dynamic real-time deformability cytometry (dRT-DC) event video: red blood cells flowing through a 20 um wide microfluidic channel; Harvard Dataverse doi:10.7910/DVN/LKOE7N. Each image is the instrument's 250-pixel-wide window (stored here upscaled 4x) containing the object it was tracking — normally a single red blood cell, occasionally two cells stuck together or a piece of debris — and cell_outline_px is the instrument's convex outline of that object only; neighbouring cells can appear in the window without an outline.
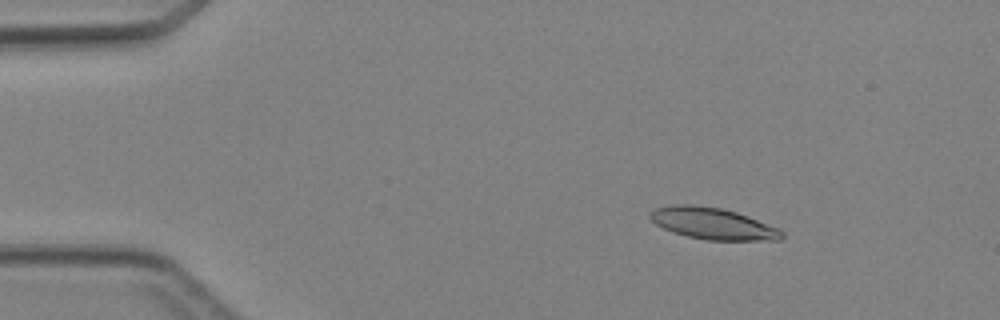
{"species": "Egyptian fruit bat (a non-hibernating species)", "species_latin": "Rousettus aegyptiacus", "temperature_condition": "cold", "stored_images_in_passage": 40, "camera_frame_rate_fps": 3000, "um_per_image_px": 0.085, "animal": {"sex": "female"}, "frame": {"image": 1, "passage_image": 1, "time_ms": 0.0, "image_size_px": [1000, 320], "cell_outline_px": [[784, 236], [780, 240], [708, 240], [688, 236], [672, 232], [656, 224], [648, 216], [648, 212], [656, 208], [676, 204], [692, 204], [720, 208], [736, 212], [748, 216], [780, 228], [784, 232]], "centroid_in_image_um": [60.6, 19.0], "position_along_channel_um": 24.4, "area_um2": 24.28}}
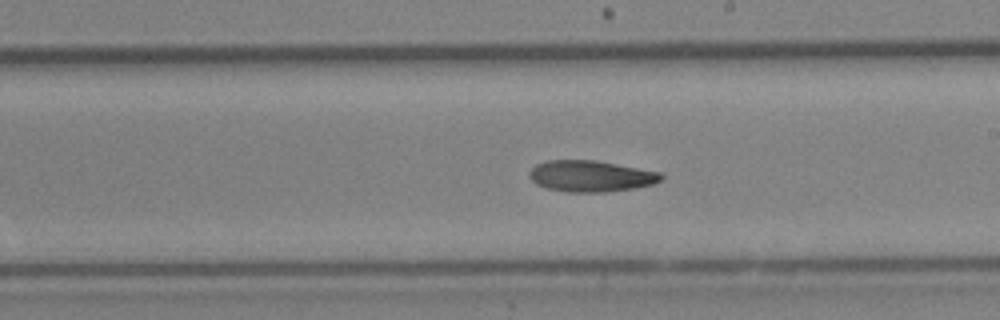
{"frame": {"image": 2, "passage_image": 21, "time_ms": 6.667, "image_size_px": [1000, 320], "cell_outline_px": [[664, 180], [652, 184], [636, 188], [608, 192], [568, 192], [544, 188], [536, 184], [528, 176], [528, 172], [536, 164], [548, 160], [596, 160], [660, 172], [664, 176]], "centroid_in_image_um": [50.22, 14.97], "position_along_channel_um": 238.8, "area_um2": 24.28}}
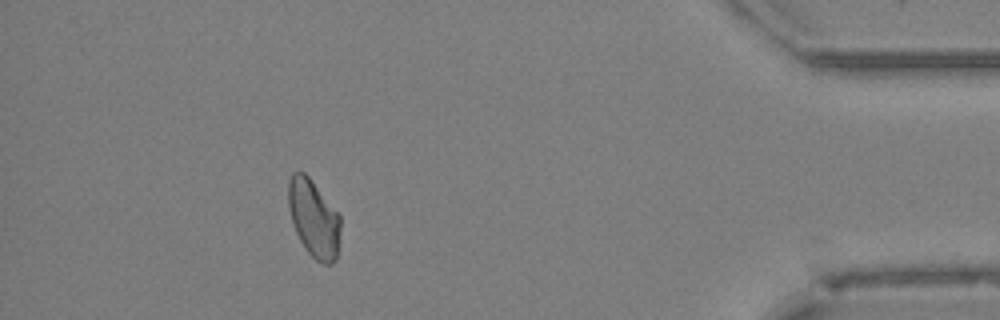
{"frame": {"image": 3, "passage_image": 36, "time_ms": 11.667, "image_size_px": [1000, 320], "cell_outline_px": [[340, 228], [336, 260], [332, 264], [324, 264], [316, 260], [308, 252], [300, 240], [296, 232], [292, 220], [288, 204], [288, 180], [292, 172], [304, 172], [308, 176], [340, 216]], "centroid_in_image_um": [26.66, 18.57], "position_along_channel_um": 408.5, "area_um2": 23.18}}